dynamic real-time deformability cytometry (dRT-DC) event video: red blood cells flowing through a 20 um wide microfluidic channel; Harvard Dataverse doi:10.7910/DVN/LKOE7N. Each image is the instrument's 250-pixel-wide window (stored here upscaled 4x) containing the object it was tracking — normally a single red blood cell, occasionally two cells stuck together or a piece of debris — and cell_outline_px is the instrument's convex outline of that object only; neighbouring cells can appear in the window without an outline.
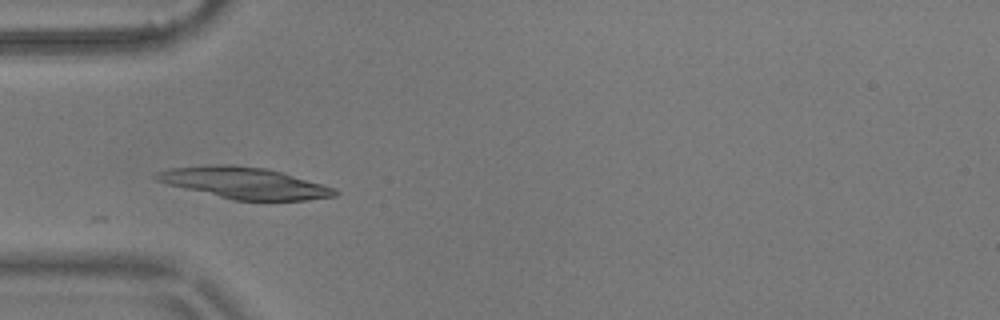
{"species": "common noctule bat (a hibernating species)", "species_latin": "Nyctalus noctula", "temperature_condition": "warm", "stored_images_in_passage": 4, "camera_frame_rate_fps": 3000, "um_per_image_px": 0.085, "animal": {"sex": "male", "body_mass_g": 17.9}, "frame": {"image": 1, "passage_image": 2, "time_ms": 0.333, "image_size_px": [1000, 320], "cell_outline_px": [[340, 192], [336, 196], [304, 200], [232, 200], [168, 184], [156, 180], [152, 176], [156, 172], [168, 168], [216, 164], [228, 164], [264, 168], [280, 172], [324, 184]], "centroid_in_image_um": [20.74, 15.55], "position_along_channel_um": 64.3, "area_um2": 32.43}}